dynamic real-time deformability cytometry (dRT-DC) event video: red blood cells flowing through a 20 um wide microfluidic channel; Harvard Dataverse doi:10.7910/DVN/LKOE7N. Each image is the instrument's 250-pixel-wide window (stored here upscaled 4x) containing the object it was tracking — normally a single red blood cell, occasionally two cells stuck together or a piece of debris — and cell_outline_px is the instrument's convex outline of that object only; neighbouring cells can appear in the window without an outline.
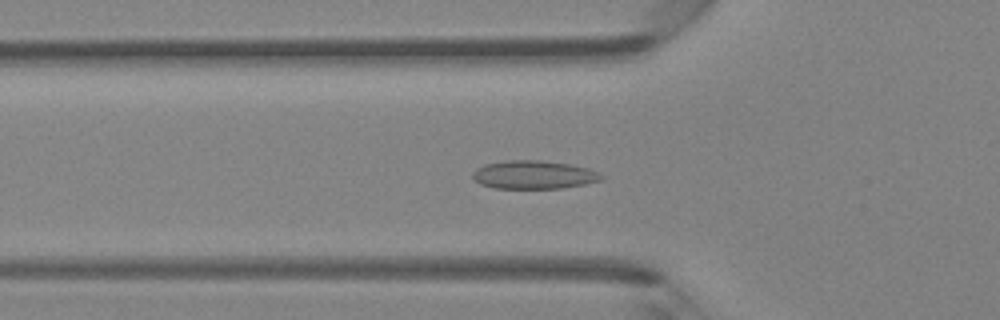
{"species": "Egyptian fruit bat (a non-hibernating species)", "species_latin": "Rousettus aegyptiacus", "temperature_condition": "room temperature", "stored_images_in_passage": 46, "camera_frame_rate_fps": 3000, "um_per_image_px": 0.085, "animal": {"sex": "female"}, "frame": {"image": 1, "passage_image": 15, "time_ms": 4.667, "image_size_px": [1000, 320], "cell_outline_px": [[604, 176], [600, 180], [584, 184], [560, 188], [492, 188], [480, 184], [472, 176], [472, 172], [476, 168], [484, 164], [504, 160], [540, 160], [572, 164], [588, 168], [600, 172]], "centroid_in_image_um": [45.36, 14.84], "position_along_channel_um": 80.4, "area_um2": 21.39}}
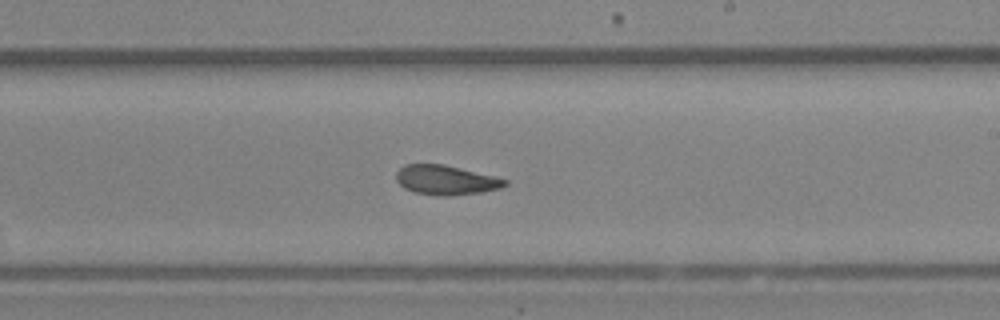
{"frame": {"image": 2, "passage_image": 27, "time_ms": 8.667, "image_size_px": [1000, 320], "cell_outline_px": [[508, 184], [500, 188], [480, 192], [448, 196], [444, 196], [412, 192], [404, 188], [396, 180], [396, 172], [404, 164], [444, 164], [508, 180]], "centroid_in_image_um": [37.86, 15.3], "position_along_channel_um": 251.1, "area_um2": 18.55}}
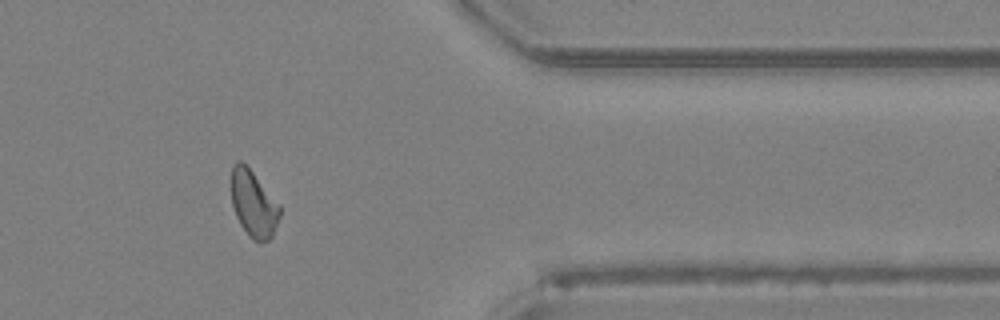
{"frame": {"image": 3, "passage_image": 38, "time_ms": 12.333, "image_size_px": [1000, 320], "cell_outline_px": [[280, 216], [272, 236], [268, 240], [252, 240], [248, 236], [240, 224], [236, 216], [232, 204], [232, 164], [236, 160], [240, 160], [252, 172], [280, 204]], "centroid_in_image_um": [21.55, 17.32], "position_along_channel_um": 389.9, "area_um2": 18.55}, "authors_computed_cell_mechanics": {"area_um2": 19.074, "velocity_mm_per_s": 4.276, "shape_relaxation_time_tau1_ms": null, "shape_relaxation_time_tau2_ms": 6.8008, "deformation_change_tau1": null, "deformation_change_tau2": 0.104}}